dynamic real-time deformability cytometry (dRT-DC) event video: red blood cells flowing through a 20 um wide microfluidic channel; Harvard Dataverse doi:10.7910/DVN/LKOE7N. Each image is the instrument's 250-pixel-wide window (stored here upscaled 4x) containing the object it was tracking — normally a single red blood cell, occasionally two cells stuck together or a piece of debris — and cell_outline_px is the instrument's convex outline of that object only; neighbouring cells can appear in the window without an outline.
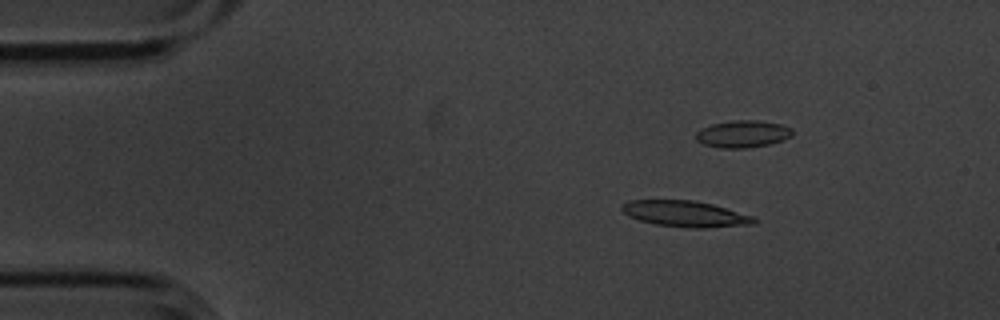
{"species": "common noctule bat (a hibernating species)", "species_latin": "Nyctalus noctula", "temperature_condition": "cold", "stored_images_in_passage": 6, "camera_frame_rate_fps": 3000, "um_per_image_px": 0.085, "animal": {"sex": "male", "body_mass_g": 20.1, "forearm_length_mm": 53.5}, "frame": {"image": 1, "passage_image": 2, "time_ms": 0.333, "image_size_px": [1000, 320], "cell_outline_px": [[756, 224], [704, 228], [692, 228], [656, 224], [640, 220], [628, 216], [620, 208], [620, 204], [628, 200], [692, 200], [712, 204], [756, 216]], "centroid_in_image_um": [58.27, 18.17], "position_along_channel_um": 26.7, "area_um2": 20.17}}
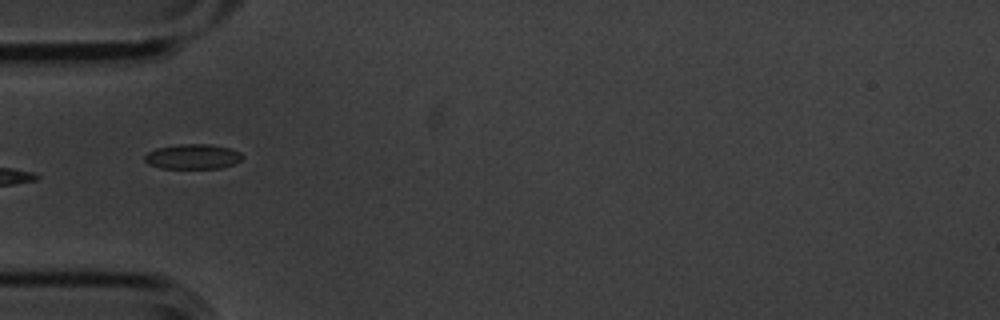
{"frame": {"image": 2, "passage_image": 5, "time_ms": 1.333, "image_size_px": [1000, 320], "cell_outline_px": [[244, 156], [240, 160], [232, 164], [220, 168], [160, 168], [148, 164], [144, 160], [144, 156], [148, 152], [156, 148], [180, 144], [208, 144], [228, 148], [240, 152]], "centroid_in_image_um": [16.35, 13.31], "position_along_channel_um": 68.6, "area_um2": 14.1}}
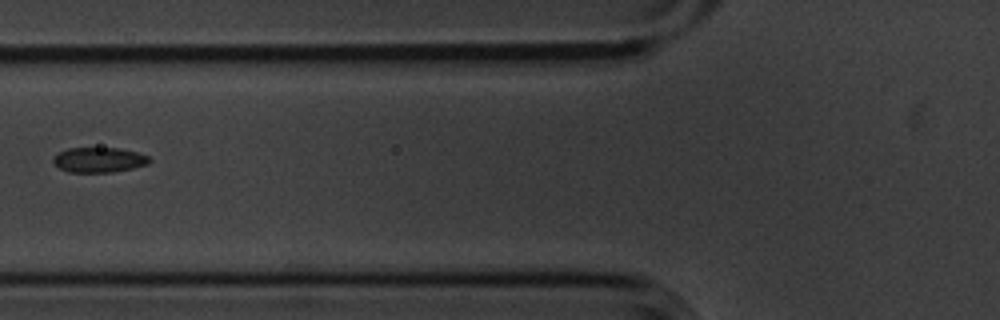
{"frame": {"image": 3, "passage_image": 6, "time_ms": 1.667, "image_size_px": [1000, 320], "cell_outline_px": [[152, 160], [148, 164], [132, 168], [112, 172], [68, 172], [60, 168], [52, 160], [60, 152], [68, 148], [120, 148], [136, 152], [148, 156]], "centroid_in_image_um": [8.44, 13.59], "position_along_channel_um": 117.4, "area_um2": 13.87}}